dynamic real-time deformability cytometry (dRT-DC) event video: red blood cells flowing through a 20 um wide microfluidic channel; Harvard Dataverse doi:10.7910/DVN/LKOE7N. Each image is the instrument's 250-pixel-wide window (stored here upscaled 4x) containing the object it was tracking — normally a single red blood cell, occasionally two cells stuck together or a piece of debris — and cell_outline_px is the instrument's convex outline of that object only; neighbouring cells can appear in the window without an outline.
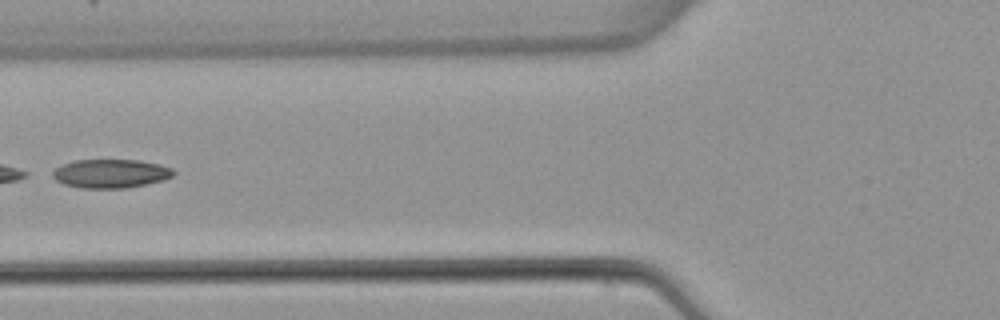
{"species": "common noctule bat (a hibernating species)", "species_latin": "Nyctalus noctula", "temperature_condition": "warm", "stored_images_in_passage": 6, "camera_frame_rate_fps": 3000, "um_per_image_px": 0.085, "animal": {"sex": "female", "body_mass_g": 22.7, "forearm_length_mm": 54.2}, "frame": {"image": 1, "passage_image": 5, "time_ms": 6.0, "image_size_px": [1000, 320], "cell_outline_px": [[176, 172], [172, 176], [164, 180], [148, 184], [128, 188], [80, 188], [64, 184], [56, 180], [52, 176], [52, 172], [56, 168], [64, 164], [76, 160], [140, 160], [160, 164], [172, 168]], "centroid_in_image_um": [9.44, 14.76], "position_along_channel_um": 116.4, "area_um2": 20.35}}
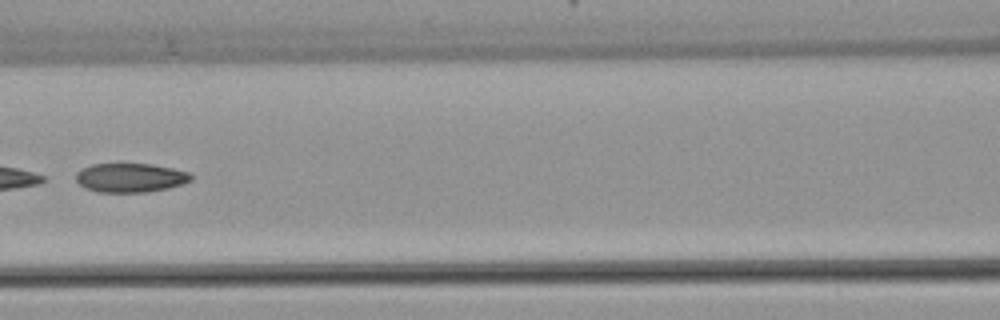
{"frame": {"image": 2, "passage_image": 6, "time_ms": 7.0, "image_size_px": [1000, 320], "cell_outline_px": [[192, 180], [184, 184], [168, 188], [148, 192], [96, 192], [84, 188], [76, 180], [76, 172], [80, 168], [92, 164], [152, 164], [172, 168], [188, 172], [192, 176]], "centroid_in_image_um": [11.07, 15.11], "position_along_channel_um": 155.5, "area_um2": 19.65}}